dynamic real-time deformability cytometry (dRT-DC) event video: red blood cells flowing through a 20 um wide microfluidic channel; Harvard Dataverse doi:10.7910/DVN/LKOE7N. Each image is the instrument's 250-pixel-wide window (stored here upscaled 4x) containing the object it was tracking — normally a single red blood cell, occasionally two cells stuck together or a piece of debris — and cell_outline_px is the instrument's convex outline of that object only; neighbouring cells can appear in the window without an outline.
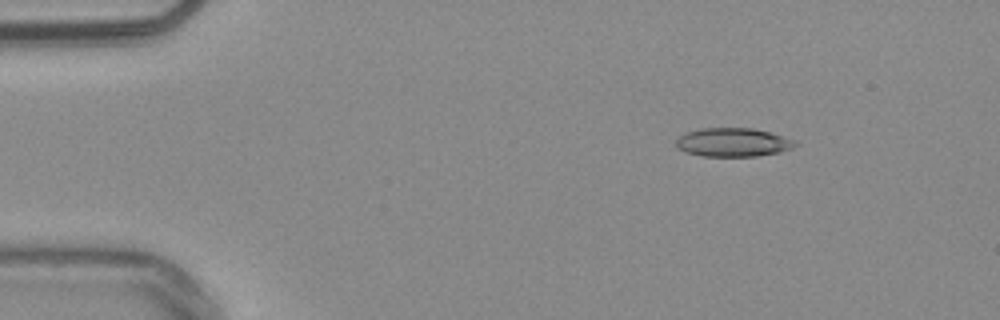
{"species": "common noctule bat (a hibernating species)", "species_latin": "Nyctalus noctula", "temperature_condition": "warm", "stored_images_in_passage": 48, "camera_frame_rate_fps": 3000, "um_per_image_px": 0.085, "animal": {"sex": "male", "body_mass_g": 20.4}, "frame": {"image": 1, "passage_image": 2, "time_ms": 0.333, "image_size_px": [1000, 320], "cell_outline_px": [[800, 144], [792, 148], [780, 152], [756, 156], [700, 156], [676, 148], [676, 140], [680, 136], [688, 132], [700, 128], [752, 128], [784, 136], [796, 140]], "centroid_in_image_um": [62.34, 12.1], "position_along_channel_um": 22.7, "area_um2": 19.94}}
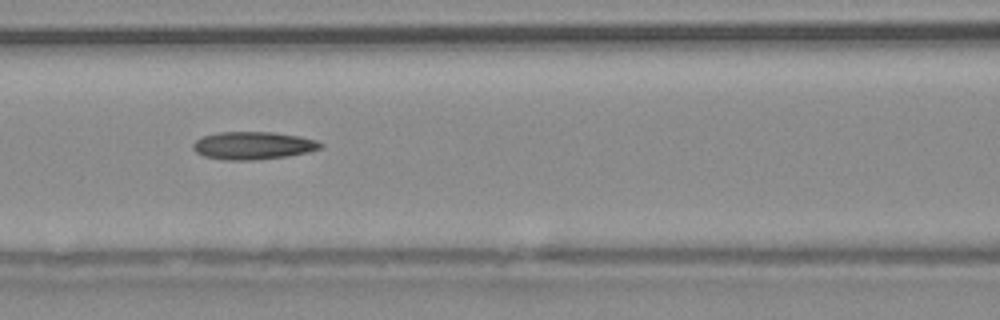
{"frame": {"image": 2, "passage_image": 18, "time_ms": 5.667, "image_size_px": [1000, 320], "cell_outline_px": [[324, 144], [320, 148], [308, 152], [288, 156], [256, 160], [224, 160], [204, 156], [196, 152], [192, 148], [192, 144], [196, 140], [204, 136], [220, 132], [272, 132], [300, 136], [316, 140]], "centroid_in_image_um": [21.51, 12.37], "position_along_channel_um": 145.1, "area_um2": 20.63}}
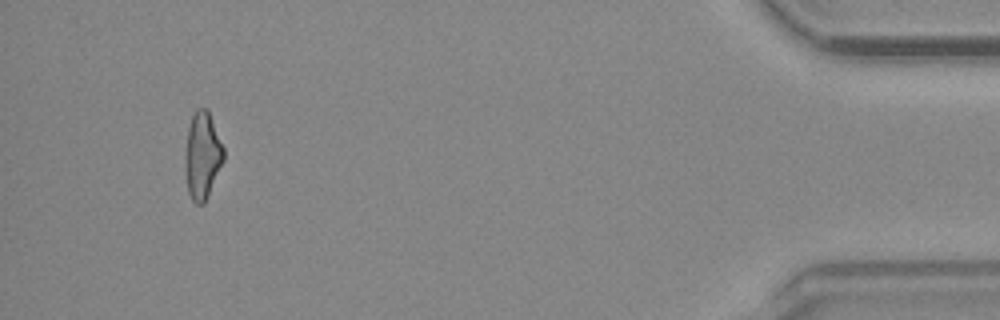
{"frame": {"image": 3, "passage_image": 45, "time_ms": 14.667, "image_size_px": [1000, 320], "cell_outline_px": [[224, 160], [204, 204], [196, 204], [192, 200], [188, 192], [184, 164], [184, 156], [188, 128], [192, 116], [196, 108], [208, 108], [224, 148]], "centroid_in_image_um": [17.2, 13.2], "position_along_channel_um": 418.0, "area_um2": 19.71}, "authors_computed_cell_mechanics": {"area_um2": 19.8543, "velocity_mm_per_s": 3.8186, "shape_relaxation_time_tau1_ms": null, "shape_relaxation_time_tau2_ms": 3.2003, "deformation_change_tau1": null, "deformation_change_tau2": 0.1434}}